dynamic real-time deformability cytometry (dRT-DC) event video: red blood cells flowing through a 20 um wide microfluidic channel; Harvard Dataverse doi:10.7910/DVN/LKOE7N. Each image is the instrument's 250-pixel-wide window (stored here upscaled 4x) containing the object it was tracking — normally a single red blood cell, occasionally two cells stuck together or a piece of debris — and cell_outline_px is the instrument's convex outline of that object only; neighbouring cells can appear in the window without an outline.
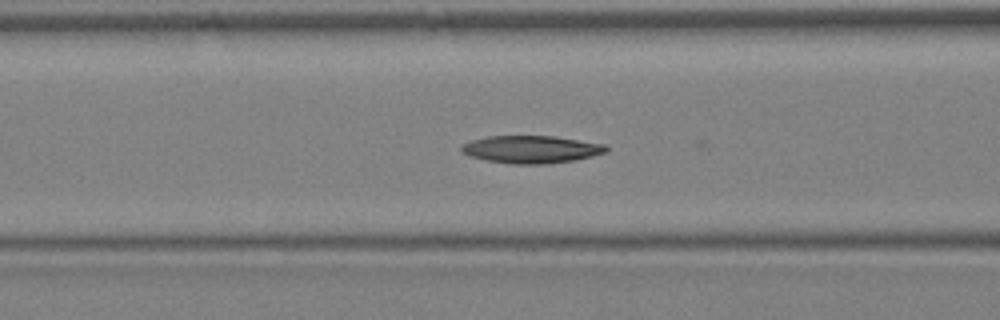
{"species": "Egyptian fruit bat (a non-hibernating species)", "species_latin": "Rousettus aegyptiacus", "temperature_condition": "warm", "stored_images_in_passage": 32, "camera_frame_rate_fps": 3000, "um_per_image_px": 0.085, "animal": {"sex": "female"}, "frame": {"image": 1, "passage_image": 14, "time_ms": 4.333, "image_size_px": [1000, 320], "cell_outline_px": [[608, 152], [576, 160], [548, 164], [512, 164], [488, 160], [468, 156], [460, 152], [460, 148], [464, 144], [472, 140], [488, 136], [552, 136], [604, 144], [608, 148]], "centroid_in_image_um": [45.15, 12.7], "position_along_channel_um": 121.4, "area_um2": 23.24}}